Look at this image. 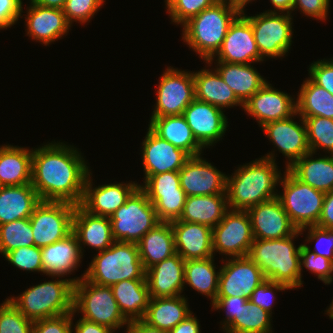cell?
<instances>
[{
    "label": "cell",
    "instance_id": "1",
    "mask_svg": "<svg viewBox=\"0 0 333 333\" xmlns=\"http://www.w3.org/2000/svg\"><path fill=\"white\" fill-rule=\"evenodd\" d=\"M81 154L55 141L32 150L31 185L41 201L81 204L90 172Z\"/></svg>",
    "mask_w": 333,
    "mask_h": 333
},
{
    "label": "cell",
    "instance_id": "2",
    "mask_svg": "<svg viewBox=\"0 0 333 333\" xmlns=\"http://www.w3.org/2000/svg\"><path fill=\"white\" fill-rule=\"evenodd\" d=\"M275 153L241 165L226 176L227 205L232 210H248L259 203L277 197L276 186L281 179V171L275 163Z\"/></svg>",
    "mask_w": 333,
    "mask_h": 333
},
{
    "label": "cell",
    "instance_id": "3",
    "mask_svg": "<svg viewBox=\"0 0 333 333\" xmlns=\"http://www.w3.org/2000/svg\"><path fill=\"white\" fill-rule=\"evenodd\" d=\"M240 13L230 2L217 1L182 25V39L211 66L229 26Z\"/></svg>",
    "mask_w": 333,
    "mask_h": 333
},
{
    "label": "cell",
    "instance_id": "4",
    "mask_svg": "<svg viewBox=\"0 0 333 333\" xmlns=\"http://www.w3.org/2000/svg\"><path fill=\"white\" fill-rule=\"evenodd\" d=\"M302 235L296 230L292 235L264 240L254 238L248 257L261 269L266 279L282 283L289 289L302 287L300 249L294 245V238Z\"/></svg>",
    "mask_w": 333,
    "mask_h": 333
},
{
    "label": "cell",
    "instance_id": "5",
    "mask_svg": "<svg viewBox=\"0 0 333 333\" xmlns=\"http://www.w3.org/2000/svg\"><path fill=\"white\" fill-rule=\"evenodd\" d=\"M82 277L47 281L26 289L18 297H9L29 320L37 321L73 312L74 283Z\"/></svg>",
    "mask_w": 333,
    "mask_h": 333
},
{
    "label": "cell",
    "instance_id": "6",
    "mask_svg": "<svg viewBox=\"0 0 333 333\" xmlns=\"http://www.w3.org/2000/svg\"><path fill=\"white\" fill-rule=\"evenodd\" d=\"M97 253L82 275L87 281L112 286L123 280L146 279L137 243L115 241Z\"/></svg>",
    "mask_w": 333,
    "mask_h": 333
},
{
    "label": "cell",
    "instance_id": "7",
    "mask_svg": "<svg viewBox=\"0 0 333 333\" xmlns=\"http://www.w3.org/2000/svg\"><path fill=\"white\" fill-rule=\"evenodd\" d=\"M73 311L81 318L117 330L129 321L121 313L111 286L98 285L83 276L74 283ZM80 311V312H79Z\"/></svg>",
    "mask_w": 333,
    "mask_h": 333
},
{
    "label": "cell",
    "instance_id": "8",
    "mask_svg": "<svg viewBox=\"0 0 333 333\" xmlns=\"http://www.w3.org/2000/svg\"><path fill=\"white\" fill-rule=\"evenodd\" d=\"M115 241L138 243L141 238L161 221L146 192L138 186L111 216Z\"/></svg>",
    "mask_w": 333,
    "mask_h": 333
},
{
    "label": "cell",
    "instance_id": "9",
    "mask_svg": "<svg viewBox=\"0 0 333 333\" xmlns=\"http://www.w3.org/2000/svg\"><path fill=\"white\" fill-rule=\"evenodd\" d=\"M283 193L277 194L291 223L298 229L315 226L318 223L325 193L304 184L288 169L280 182Z\"/></svg>",
    "mask_w": 333,
    "mask_h": 333
},
{
    "label": "cell",
    "instance_id": "10",
    "mask_svg": "<svg viewBox=\"0 0 333 333\" xmlns=\"http://www.w3.org/2000/svg\"><path fill=\"white\" fill-rule=\"evenodd\" d=\"M251 23L260 56L265 59L286 55L292 45V15L286 12H268L247 16ZM285 13V14H284Z\"/></svg>",
    "mask_w": 333,
    "mask_h": 333
},
{
    "label": "cell",
    "instance_id": "11",
    "mask_svg": "<svg viewBox=\"0 0 333 333\" xmlns=\"http://www.w3.org/2000/svg\"><path fill=\"white\" fill-rule=\"evenodd\" d=\"M75 207L68 202L41 201L29 217L34 246L43 248L69 236Z\"/></svg>",
    "mask_w": 333,
    "mask_h": 333
},
{
    "label": "cell",
    "instance_id": "12",
    "mask_svg": "<svg viewBox=\"0 0 333 333\" xmlns=\"http://www.w3.org/2000/svg\"><path fill=\"white\" fill-rule=\"evenodd\" d=\"M254 237L247 210L228 209L223 219L212 229L213 253L231 257H246Z\"/></svg>",
    "mask_w": 333,
    "mask_h": 333
},
{
    "label": "cell",
    "instance_id": "13",
    "mask_svg": "<svg viewBox=\"0 0 333 333\" xmlns=\"http://www.w3.org/2000/svg\"><path fill=\"white\" fill-rule=\"evenodd\" d=\"M156 106L151 117L183 115L185 108L195 99L193 72L167 67L156 91Z\"/></svg>",
    "mask_w": 333,
    "mask_h": 333
},
{
    "label": "cell",
    "instance_id": "14",
    "mask_svg": "<svg viewBox=\"0 0 333 333\" xmlns=\"http://www.w3.org/2000/svg\"><path fill=\"white\" fill-rule=\"evenodd\" d=\"M154 205L160 221L178 220L183 212L186 194L180 186L179 171L151 175L144 185H139Z\"/></svg>",
    "mask_w": 333,
    "mask_h": 333
},
{
    "label": "cell",
    "instance_id": "15",
    "mask_svg": "<svg viewBox=\"0 0 333 333\" xmlns=\"http://www.w3.org/2000/svg\"><path fill=\"white\" fill-rule=\"evenodd\" d=\"M225 261L220 267L217 297L249 299L256 287L266 280L264 273L248 256Z\"/></svg>",
    "mask_w": 333,
    "mask_h": 333
},
{
    "label": "cell",
    "instance_id": "16",
    "mask_svg": "<svg viewBox=\"0 0 333 333\" xmlns=\"http://www.w3.org/2000/svg\"><path fill=\"white\" fill-rule=\"evenodd\" d=\"M226 176L201 155L191 156L179 170L180 186L187 197L226 194Z\"/></svg>",
    "mask_w": 333,
    "mask_h": 333
},
{
    "label": "cell",
    "instance_id": "17",
    "mask_svg": "<svg viewBox=\"0 0 333 333\" xmlns=\"http://www.w3.org/2000/svg\"><path fill=\"white\" fill-rule=\"evenodd\" d=\"M216 61L253 64L264 59L258 51L250 21L240 13L229 26Z\"/></svg>",
    "mask_w": 333,
    "mask_h": 333
},
{
    "label": "cell",
    "instance_id": "18",
    "mask_svg": "<svg viewBox=\"0 0 333 333\" xmlns=\"http://www.w3.org/2000/svg\"><path fill=\"white\" fill-rule=\"evenodd\" d=\"M296 115L297 113L285 120L269 122L261 128L275 147L289 159L285 169L290 168L306 153L311 152L305 120L300 117L302 125L298 124L292 119Z\"/></svg>",
    "mask_w": 333,
    "mask_h": 333
},
{
    "label": "cell",
    "instance_id": "19",
    "mask_svg": "<svg viewBox=\"0 0 333 333\" xmlns=\"http://www.w3.org/2000/svg\"><path fill=\"white\" fill-rule=\"evenodd\" d=\"M244 111L257 119L259 126L285 120L296 113V101L287 93L273 88L267 81L245 103Z\"/></svg>",
    "mask_w": 333,
    "mask_h": 333
},
{
    "label": "cell",
    "instance_id": "20",
    "mask_svg": "<svg viewBox=\"0 0 333 333\" xmlns=\"http://www.w3.org/2000/svg\"><path fill=\"white\" fill-rule=\"evenodd\" d=\"M183 116L204 148L220 141L228 127V119L222 109L196 98L185 108Z\"/></svg>",
    "mask_w": 333,
    "mask_h": 333
},
{
    "label": "cell",
    "instance_id": "21",
    "mask_svg": "<svg viewBox=\"0 0 333 333\" xmlns=\"http://www.w3.org/2000/svg\"><path fill=\"white\" fill-rule=\"evenodd\" d=\"M142 142V161L145 181L159 173L179 171L191 157L183 149L177 148L160 138L149 127Z\"/></svg>",
    "mask_w": 333,
    "mask_h": 333
},
{
    "label": "cell",
    "instance_id": "22",
    "mask_svg": "<svg viewBox=\"0 0 333 333\" xmlns=\"http://www.w3.org/2000/svg\"><path fill=\"white\" fill-rule=\"evenodd\" d=\"M247 211L251 219L254 238L281 239L292 235L297 230L277 197L259 203Z\"/></svg>",
    "mask_w": 333,
    "mask_h": 333
},
{
    "label": "cell",
    "instance_id": "23",
    "mask_svg": "<svg viewBox=\"0 0 333 333\" xmlns=\"http://www.w3.org/2000/svg\"><path fill=\"white\" fill-rule=\"evenodd\" d=\"M89 172L84 188L81 206L91 214L110 217L119 207L125 204L127 198L140 185L129 183H112L92 187Z\"/></svg>",
    "mask_w": 333,
    "mask_h": 333
},
{
    "label": "cell",
    "instance_id": "24",
    "mask_svg": "<svg viewBox=\"0 0 333 333\" xmlns=\"http://www.w3.org/2000/svg\"><path fill=\"white\" fill-rule=\"evenodd\" d=\"M27 26L26 35L33 40L49 45L67 35L71 24L61 9L46 8L35 4L30 0V6L25 15Z\"/></svg>",
    "mask_w": 333,
    "mask_h": 333
},
{
    "label": "cell",
    "instance_id": "25",
    "mask_svg": "<svg viewBox=\"0 0 333 333\" xmlns=\"http://www.w3.org/2000/svg\"><path fill=\"white\" fill-rule=\"evenodd\" d=\"M176 253L184 260L214 257L212 229L206 225L171 221Z\"/></svg>",
    "mask_w": 333,
    "mask_h": 333
},
{
    "label": "cell",
    "instance_id": "26",
    "mask_svg": "<svg viewBox=\"0 0 333 333\" xmlns=\"http://www.w3.org/2000/svg\"><path fill=\"white\" fill-rule=\"evenodd\" d=\"M185 260L177 253L146 270L150 297L180 296L184 289Z\"/></svg>",
    "mask_w": 333,
    "mask_h": 333
},
{
    "label": "cell",
    "instance_id": "27",
    "mask_svg": "<svg viewBox=\"0 0 333 333\" xmlns=\"http://www.w3.org/2000/svg\"><path fill=\"white\" fill-rule=\"evenodd\" d=\"M72 232L77 237L82 255L84 252L82 245L101 252L115 242L110 217L91 214L80 204L76 205L74 210Z\"/></svg>",
    "mask_w": 333,
    "mask_h": 333
},
{
    "label": "cell",
    "instance_id": "28",
    "mask_svg": "<svg viewBox=\"0 0 333 333\" xmlns=\"http://www.w3.org/2000/svg\"><path fill=\"white\" fill-rule=\"evenodd\" d=\"M82 256L77 237L72 232L66 238L41 248L44 274L53 278L67 276L77 270Z\"/></svg>",
    "mask_w": 333,
    "mask_h": 333
},
{
    "label": "cell",
    "instance_id": "29",
    "mask_svg": "<svg viewBox=\"0 0 333 333\" xmlns=\"http://www.w3.org/2000/svg\"><path fill=\"white\" fill-rule=\"evenodd\" d=\"M41 202L31 183L0 186V225L29 218Z\"/></svg>",
    "mask_w": 333,
    "mask_h": 333
},
{
    "label": "cell",
    "instance_id": "30",
    "mask_svg": "<svg viewBox=\"0 0 333 333\" xmlns=\"http://www.w3.org/2000/svg\"><path fill=\"white\" fill-rule=\"evenodd\" d=\"M149 128L160 138L167 140L190 156H198L204 147L196 140L183 115L151 117Z\"/></svg>",
    "mask_w": 333,
    "mask_h": 333
},
{
    "label": "cell",
    "instance_id": "31",
    "mask_svg": "<svg viewBox=\"0 0 333 333\" xmlns=\"http://www.w3.org/2000/svg\"><path fill=\"white\" fill-rule=\"evenodd\" d=\"M184 295L173 297H150L143 322L160 330L170 331L192 312Z\"/></svg>",
    "mask_w": 333,
    "mask_h": 333
},
{
    "label": "cell",
    "instance_id": "32",
    "mask_svg": "<svg viewBox=\"0 0 333 333\" xmlns=\"http://www.w3.org/2000/svg\"><path fill=\"white\" fill-rule=\"evenodd\" d=\"M195 81V98L207 102L215 107L241 106L244 104L236 97L233 90L224 82L219 73L214 69H202L193 72Z\"/></svg>",
    "mask_w": 333,
    "mask_h": 333
},
{
    "label": "cell",
    "instance_id": "33",
    "mask_svg": "<svg viewBox=\"0 0 333 333\" xmlns=\"http://www.w3.org/2000/svg\"><path fill=\"white\" fill-rule=\"evenodd\" d=\"M228 209L226 194L188 196L178 220L206 225L213 229Z\"/></svg>",
    "mask_w": 333,
    "mask_h": 333
},
{
    "label": "cell",
    "instance_id": "34",
    "mask_svg": "<svg viewBox=\"0 0 333 333\" xmlns=\"http://www.w3.org/2000/svg\"><path fill=\"white\" fill-rule=\"evenodd\" d=\"M137 244L145 270L174 255L176 250L171 222L161 221L149 230Z\"/></svg>",
    "mask_w": 333,
    "mask_h": 333
},
{
    "label": "cell",
    "instance_id": "35",
    "mask_svg": "<svg viewBox=\"0 0 333 333\" xmlns=\"http://www.w3.org/2000/svg\"><path fill=\"white\" fill-rule=\"evenodd\" d=\"M32 149L0 146V186L31 183Z\"/></svg>",
    "mask_w": 333,
    "mask_h": 333
},
{
    "label": "cell",
    "instance_id": "36",
    "mask_svg": "<svg viewBox=\"0 0 333 333\" xmlns=\"http://www.w3.org/2000/svg\"><path fill=\"white\" fill-rule=\"evenodd\" d=\"M313 156V152L306 153L288 170L304 184L328 193L333 190V155L315 159Z\"/></svg>",
    "mask_w": 333,
    "mask_h": 333
},
{
    "label": "cell",
    "instance_id": "37",
    "mask_svg": "<svg viewBox=\"0 0 333 333\" xmlns=\"http://www.w3.org/2000/svg\"><path fill=\"white\" fill-rule=\"evenodd\" d=\"M121 313L128 321L141 320L149 304L146 279H128L111 286Z\"/></svg>",
    "mask_w": 333,
    "mask_h": 333
},
{
    "label": "cell",
    "instance_id": "38",
    "mask_svg": "<svg viewBox=\"0 0 333 333\" xmlns=\"http://www.w3.org/2000/svg\"><path fill=\"white\" fill-rule=\"evenodd\" d=\"M217 63L215 70L243 104L267 82L251 64Z\"/></svg>",
    "mask_w": 333,
    "mask_h": 333
},
{
    "label": "cell",
    "instance_id": "39",
    "mask_svg": "<svg viewBox=\"0 0 333 333\" xmlns=\"http://www.w3.org/2000/svg\"><path fill=\"white\" fill-rule=\"evenodd\" d=\"M296 98V113L300 117L333 119V95L315 84L309 77L301 84Z\"/></svg>",
    "mask_w": 333,
    "mask_h": 333
},
{
    "label": "cell",
    "instance_id": "40",
    "mask_svg": "<svg viewBox=\"0 0 333 333\" xmlns=\"http://www.w3.org/2000/svg\"><path fill=\"white\" fill-rule=\"evenodd\" d=\"M214 257L205 259L185 260L184 286L189 285L198 293L211 299V304L217 298L219 272L215 270Z\"/></svg>",
    "mask_w": 333,
    "mask_h": 333
},
{
    "label": "cell",
    "instance_id": "41",
    "mask_svg": "<svg viewBox=\"0 0 333 333\" xmlns=\"http://www.w3.org/2000/svg\"><path fill=\"white\" fill-rule=\"evenodd\" d=\"M271 314L247 301L239 317L224 331L227 333H272Z\"/></svg>",
    "mask_w": 333,
    "mask_h": 333
},
{
    "label": "cell",
    "instance_id": "42",
    "mask_svg": "<svg viewBox=\"0 0 333 333\" xmlns=\"http://www.w3.org/2000/svg\"><path fill=\"white\" fill-rule=\"evenodd\" d=\"M25 246H34L29 218L0 225V254L5 256L8 252Z\"/></svg>",
    "mask_w": 333,
    "mask_h": 333
},
{
    "label": "cell",
    "instance_id": "43",
    "mask_svg": "<svg viewBox=\"0 0 333 333\" xmlns=\"http://www.w3.org/2000/svg\"><path fill=\"white\" fill-rule=\"evenodd\" d=\"M307 127L308 144L311 152L327 150L333 155V119L324 117H302Z\"/></svg>",
    "mask_w": 333,
    "mask_h": 333
},
{
    "label": "cell",
    "instance_id": "44",
    "mask_svg": "<svg viewBox=\"0 0 333 333\" xmlns=\"http://www.w3.org/2000/svg\"><path fill=\"white\" fill-rule=\"evenodd\" d=\"M0 333H33V321L27 319L8 298L0 305Z\"/></svg>",
    "mask_w": 333,
    "mask_h": 333
},
{
    "label": "cell",
    "instance_id": "45",
    "mask_svg": "<svg viewBox=\"0 0 333 333\" xmlns=\"http://www.w3.org/2000/svg\"><path fill=\"white\" fill-rule=\"evenodd\" d=\"M218 0H165L172 22L183 25Z\"/></svg>",
    "mask_w": 333,
    "mask_h": 333
},
{
    "label": "cell",
    "instance_id": "46",
    "mask_svg": "<svg viewBox=\"0 0 333 333\" xmlns=\"http://www.w3.org/2000/svg\"><path fill=\"white\" fill-rule=\"evenodd\" d=\"M300 267L310 270L317 275V278L325 284L333 281V261L312 252L307 244H302L300 249ZM303 265V266H302Z\"/></svg>",
    "mask_w": 333,
    "mask_h": 333
},
{
    "label": "cell",
    "instance_id": "47",
    "mask_svg": "<svg viewBox=\"0 0 333 333\" xmlns=\"http://www.w3.org/2000/svg\"><path fill=\"white\" fill-rule=\"evenodd\" d=\"M5 259L23 271L42 272L41 248L37 246L20 247L8 252Z\"/></svg>",
    "mask_w": 333,
    "mask_h": 333
},
{
    "label": "cell",
    "instance_id": "48",
    "mask_svg": "<svg viewBox=\"0 0 333 333\" xmlns=\"http://www.w3.org/2000/svg\"><path fill=\"white\" fill-rule=\"evenodd\" d=\"M104 0H67L63 12L67 21L86 23L95 15L103 5Z\"/></svg>",
    "mask_w": 333,
    "mask_h": 333
},
{
    "label": "cell",
    "instance_id": "49",
    "mask_svg": "<svg viewBox=\"0 0 333 333\" xmlns=\"http://www.w3.org/2000/svg\"><path fill=\"white\" fill-rule=\"evenodd\" d=\"M308 229V234L306 241L313 242L316 241L315 252L318 255L326 257L333 261V229H324L318 226H307L300 229L301 233ZM313 240V241H311Z\"/></svg>",
    "mask_w": 333,
    "mask_h": 333
},
{
    "label": "cell",
    "instance_id": "50",
    "mask_svg": "<svg viewBox=\"0 0 333 333\" xmlns=\"http://www.w3.org/2000/svg\"><path fill=\"white\" fill-rule=\"evenodd\" d=\"M288 289L289 288L282 283L266 279L252 292L249 301L272 314V304L274 305V299H276L275 294H273L275 293L274 290L285 291Z\"/></svg>",
    "mask_w": 333,
    "mask_h": 333
},
{
    "label": "cell",
    "instance_id": "51",
    "mask_svg": "<svg viewBox=\"0 0 333 333\" xmlns=\"http://www.w3.org/2000/svg\"><path fill=\"white\" fill-rule=\"evenodd\" d=\"M75 312L33 322V333H72Z\"/></svg>",
    "mask_w": 333,
    "mask_h": 333
},
{
    "label": "cell",
    "instance_id": "52",
    "mask_svg": "<svg viewBox=\"0 0 333 333\" xmlns=\"http://www.w3.org/2000/svg\"><path fill=\"white\" fill-rule=\"evenodd\" d=\"M249 299L245 297L230 296V297H217L212 303V307L215 310H224L226 318L223 322L222 329L226 330L238 317L243 309V305Z\"/></svg>",
    "mask_w": 333,
    "mask_h": 333
},
{
    "label": "cell",
    "instance_id": "53",
    "mask_svg": "<svg viewBox=\"0 0 333 333\" xmlns=\"http://www.w3.org/2000/svg\"><path fill=\"white\" fill-rule=\"evenodd\" d=\"M309 78L333 95V58L318 60L309 67Z\"/></svg>",
    "mask_w": 333,
    "mask_h": 333
},
{
    "label": "cell",
    "instance_id": "54",
    "mask_svg": "<svg viewBox=\"0 0 333 333\" xmlns=\"http://www.w3.org/2000/svg\"><path fill=\"white\" fill-rule=\"evenodd\" d=\"M330 0H293V10L300 11L308 17L325 20L328 16Z\"/></svg>",
    "mask_w": 333,
    "mask_h": 333
},
{
    "label": "cell",
    "instance_id": "55",
    "mask_svg": "<svg viewBox=\"0 0 333 333\" xmlns=\"http://www.w3.org/2000/svg\"><path fill=\"white\" fill-rule=\"evenodd\" d=\"M22 0H0V29L11 27L22 17Z\"/></svg>",
    "mask_w": 333,
    "mask_h": 333
},
{
    "label": "cell",
    "instance_id": "56",
    "mask_svg": "<svg viewBox=\"0 0 333 333\" xmlns=\"http://www.w3.org/2000/svg\"><path fill=\"white\" fill-rule=\"evenodd\" d=\"M316 226L333 229V190L325 193L321 214Z\"/></svg>",
    "mask_w": 333,
    "mask_h": 333
},
{
    "label": "cell",
    "instance_id": "57",
    "mask_svg": "<svg viewBox=\"0 0 333 333\" xmlns=\"http://www.w3.org/2000/svg\"><path fill=\"white\" fill-rule=\"evenodd\" d=\"M73 328L72 330L75 331L74 333H115V330H112L109 327L99 325L81 317L77 320V323H75Z\"/></svg>",
    "mask_w": 333,
    "mask_h": 333
},
{
    "label": "cell",
    "instance_id": "58",
    "mask_svg": "<svg viewBox=\"0 0 333 333\" xmlns=\"http://www.w3.org/2000/svg\"><path fill=\"white\" fill-rule=\"evenodd\" d=\"M168 333H201L200 324L197 317L191 313Z\"/></svg>",
    "mask_w": 333,
    "mask_h": 333
},
{
    "label": "cell",
    "instance_id": "59",
    "mask_svg": "<svg viewBox=\"0 0 333 333\" xmlns=\"http://www.w3.org/2000/svg\"><path fill=\"white\" fill-rule=\"evenodd\" d=\"M126 326V333H168V331L151 327L142 320L129 321V324Z\"/></svg>",
    "mask_w": 333,
    "mask_h": 333
},
{
    "label": "cell",
    "instance_id": "60",
    "mask_svg": "<svg viewBox=\"0 0 333 333\" xmlns=\"http://www.w3.org/2000/svg\"><path fill=\"white\" fill-rule=\"evenodd\" d=\"M270 3L274 6V9L268 10V12H286L292 13L293 0H270Z\"/></svg>",
    "mask_w": 333,
    "mask_h": 333
},
{
    "label": "cell",
    "instance_id": "61",
    "mask_svg": "<svg viewBox=\"0 0 333 333\" xmlns=\"http://www.w3.org/2000/svg\"><path fill=\"white\" fill-rule=\"evenodd\" d=\"M35 4L46 7V8H56L63 10L64 5L67 0H32Z\"/></svg>",
    "mask_w": 333,
    "mask_h": 333
},
{
    "label": "cell",
    "instance_id": "62",
    "mask_svg": "<svg viewBox=\"0 0 333 333\" xmlns=\"http://www.w3.org/2000/svg\"><path fill=\"white\" fill-rule=\"evenodd\" d=\"M252 0H238V10L244 12L245 6ZM254 1V0H253Z\"/></svg>",
    "mask_w": 333,
    "mask_h": 333
},
{
    "label": "cell",
    "instance_id": "63",
    "mask_svg": "<svg viewBox=\"0 0 333 333\" xmlns=\"http://www.w3.org/2000/svg\"><path fill=\"white\" fill-rule=\"evenodd\" d=\"M326 312H327L326 314H328L330 319H333V299H332V302H331V304H330V306H329V308L327 309Z\"/></svg>",
    "mask_w": 333,
    "mask_h": 333
},
{
    "label": "cell",
    "instance_id": "64",
    "mask_svg": "<svg viewBox=\"0 0 333 333\" xmlns=\"http://www.w3.org/2000/svg\"><path fill=\"white\" fill-rule=\"evenodd\" d=\"M230 2L236 9H238V0H218Z\"/></svg>",
    "mask_w": 333,
    "mask_h": 333
}]
</instances>
